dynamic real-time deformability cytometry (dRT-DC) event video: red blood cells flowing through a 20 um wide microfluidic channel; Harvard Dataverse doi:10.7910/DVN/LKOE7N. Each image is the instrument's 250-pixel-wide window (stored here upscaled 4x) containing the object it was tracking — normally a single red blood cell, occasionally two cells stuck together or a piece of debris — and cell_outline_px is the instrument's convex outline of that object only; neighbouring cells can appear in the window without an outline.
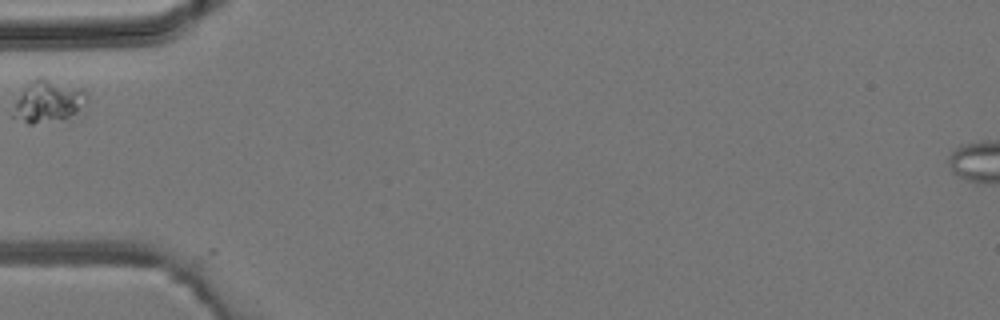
{"species": "common noctule bat (a hibernating species)", "species_latin": "Nyctalus noctula", "temperature_condition": "room temperature", "stored_images_in_passage": 1, "camera_frame_rate_fps": 3000, "um_per_image_px": 0.085, "animal": {"sex": "male", "body_mass_g": 19.2, "forearm_length_mm": 51.8}, "frame": {"image": 1, "passage_image": 1, "time_ms": 0.0, "image_size_px": [1000, 320], "cell_outline_px": [[88, 96], [84, 104], [64, 128], [28, 124], [12, 116], [12, 100], [36, 76], [44, 76], [84, 88], [88, 92]], "centroid_in_image_um": [4.12, 8.71], "position_along_channel_um": 80.9, "area_um2": 20.35}}